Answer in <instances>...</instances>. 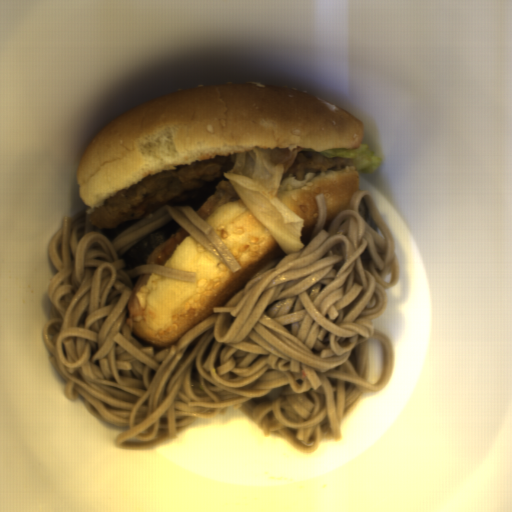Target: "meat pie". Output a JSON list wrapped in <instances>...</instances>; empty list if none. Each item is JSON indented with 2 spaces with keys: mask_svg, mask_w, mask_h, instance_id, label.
Wrapping results in <instances>:
<instances>
[{
  "mask_svg": "<svg viewBox=\"0 0 512 512\" xmlns=\"http://www.w3.org/2000/svg\"><path fill=\"white\" fill-rule=\"evenodd\" d=\"M352 159L342 157H325L319 152L301 150L294 161L291 163L282 180L288 176H294L298 181L306 179L308 173L319 174L326 171L340 170L345 166H350Z\"/></svg>",
  "mask_w": 512,
  "mask_h": 512,
  "instance_id": "2",
  "label": "meat pie"
},
{
  "mask_svg": "<svg viewBox=\"0 0 512 512\" xmlns=\"http://www.w3.org/2000/svg\"><path fill=\"white\" fill-rule=\"evenodd\" d=\"M180 225L173 218L126 250L121 257L126 264L124 270L144 265L149 256L170 239Z\"/></svg>",
  "mask_w": 512,
  "mask_h": 512,
  "instance_id": "3",
  "label": "meat pie"
},
{
  "mask_svg": "<svg viewBox=\"0 0 512 512\" xmlns=\"http://www.w3.org/2000/svg\"><path fill=\"white\" fill-rule=\"evenodd\" d=\"M236 158L235 153L216 155L162 169L107 198L91 213L90 223L102 229L111 242L140 220L153 218L154 212L164 205L191 207L196 211L212 195L222 203L237 200L238 194L225 175Z\"/></svg>",
  "mask_w": 512,
  "mask_h": 512,
  "instance_id": "1",
  "label": "meat pie"
}]
</instances>
